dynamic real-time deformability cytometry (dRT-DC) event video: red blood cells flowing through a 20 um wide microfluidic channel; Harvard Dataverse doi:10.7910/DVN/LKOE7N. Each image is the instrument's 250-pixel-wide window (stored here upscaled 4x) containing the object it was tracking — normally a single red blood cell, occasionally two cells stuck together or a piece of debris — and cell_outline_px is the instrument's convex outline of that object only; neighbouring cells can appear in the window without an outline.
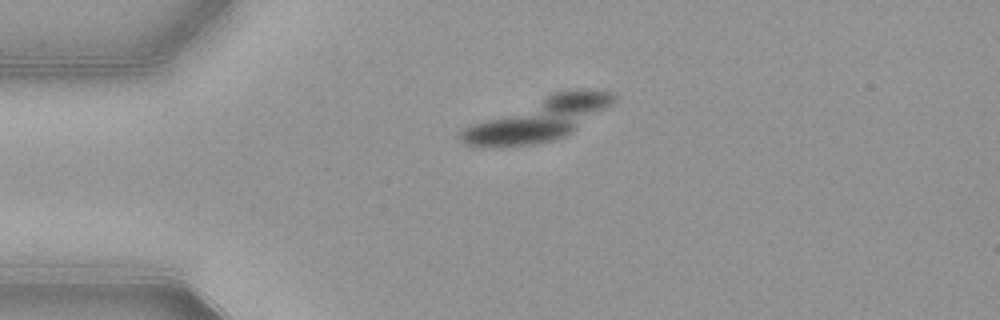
{"species": "common noctule bat (a hibernating species)", "species_latin": "Nyctalus noctula", "temperature_condition": "warm", "stored_images_in_passage": 13, "camera_frame_rate_fps": 3000, "um_per_image_px": 0.085, "animal": {"sex": "female", "body_mass_g": 21.9}, "frame": {"image": 1, "passage_image": 6, "time_ms": 1.667, "image_size_px": [1000, 320], "cell_outline_px": [[616, 100], [572, 132], [556, 140], [536, 144], [464, 144], [460, 140], [460, 132], [464, 128], [472, 124], [552, 92], [580, 88], [588, 88], [612, 92], [616, 96]], "centroid_in_image_um": [45.88, 10.08], "position_along_channel_um": 39.1, "area_um2": 37.05}}